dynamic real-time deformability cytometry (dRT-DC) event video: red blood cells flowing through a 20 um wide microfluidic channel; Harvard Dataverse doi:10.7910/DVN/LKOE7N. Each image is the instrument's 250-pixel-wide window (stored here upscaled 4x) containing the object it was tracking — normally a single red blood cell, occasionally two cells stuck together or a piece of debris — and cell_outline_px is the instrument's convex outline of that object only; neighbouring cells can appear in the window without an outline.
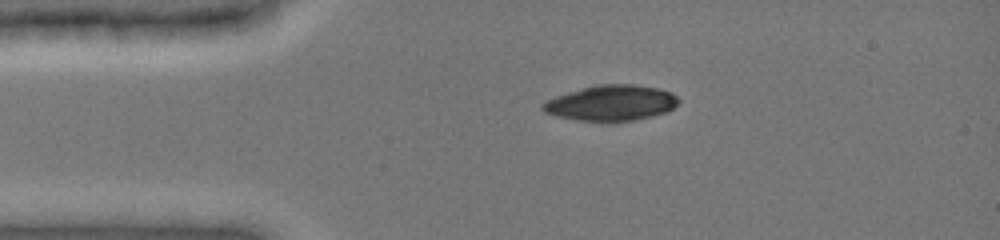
{"species": "common noctule bat (a hibernating species)", "species_latin": "Nyctalus noctula", "temperature_condition": "cold", "stored_images_in_passage": 39, "camera_frame_rate_fps": 3000, "um_per_image_px": 0.085, "animal": {"sex": "female", "body_mass_g": 19.0, "forearm_length_mm": 51.5}, "frame": {"image": 1, "passage_image": 1, "time_ms": 0.0, "image_size_px": [1000, 240], "cell_outline_px": [[680, 100], [668, 112], [636, 120], [616, 124], [604, 124], [576, 120], [556, 116], [544, 112], [540, 108], [540, 104], [556, 96], [568, 92], [596, 84], [632, 84], [656, 88], [672, 92]], "centroid_in_image_um": [51.93, 8.8], "position_along_channel_um": 33.1, "area_um2": 28.96}}
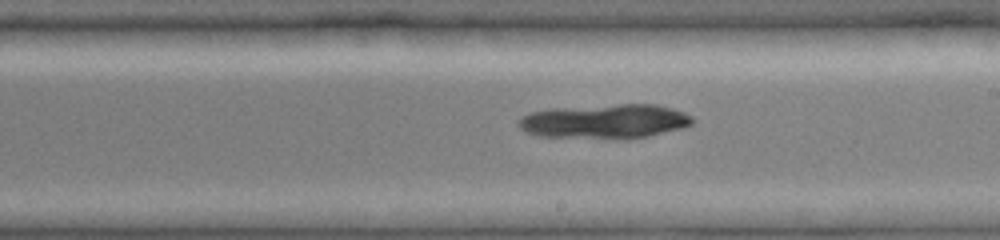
{"frame": {"image": 2, "passage_image": 19, "time_ms": 6.0, "image_size_px": [1000, 240], "cell_outline_px": [[692, 124], [684, 128], [648, 136], [540, 136], [528, 132], [520, 128], [516, 124], [516, 120], [520, 116], [532, 112], [552, 108], [620, 104], [656, 104], [672, 108], [684, 112], [692, 116]], "centroid_in_image_um": [51.42, 10.26], "position_along_channel_um": 237.6, "area_um2": 33.81}}
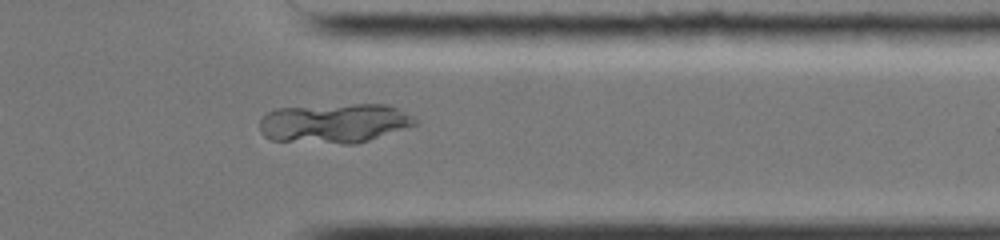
{"frame": {"image": 3, "passage_image": 30, "time_ms": 9.667, "image_size_px": [1000, 240], "cell_outline_px": [[416, 124], [356, 144], [344, 144], [272, 140], [264, 136], [260, 132], [260, 120], [268, 112], [276, 108], [352, 104], [388, 104], [412, 116], [416, 120]], "centroid_in_image_um": [28.38, 10.47], "position_along_channel_um": 383.0, "area_um2": 35.49}}